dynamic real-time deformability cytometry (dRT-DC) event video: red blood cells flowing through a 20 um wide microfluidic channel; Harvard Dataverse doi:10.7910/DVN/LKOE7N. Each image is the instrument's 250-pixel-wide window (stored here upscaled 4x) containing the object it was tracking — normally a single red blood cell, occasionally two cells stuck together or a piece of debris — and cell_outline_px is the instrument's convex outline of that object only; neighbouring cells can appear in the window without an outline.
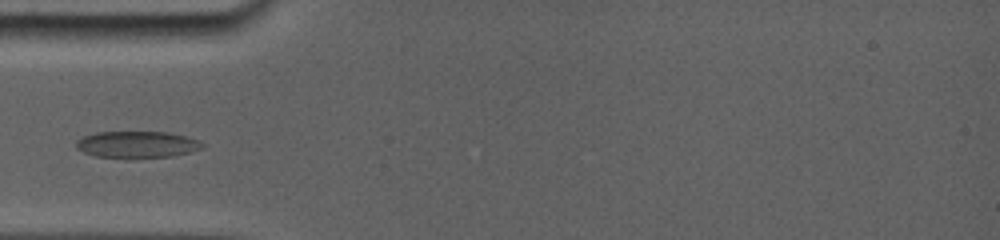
{"species": "common noctule bat (a hibernating species)", "species_latin": "Nyctalus noctula", "temperature_condition": "room temperature", "stored_images_in_passage": 11, "camera_frame_rate_fps": 5000, "um_per_image_px": 0.085, "animal": {"sex": "female", "body_mass_g": 19.0, "forearm_length_mm": 56.7}, "frame": {"image": 1, "passage_image": 7, "time_ms": 4.8, "image_size_px": [1000, 240], "cell_outline_px": [[204, 144], [200, 148], [188, 152], [172, 156], [96, 156], [84, 152], [76, 148], [76, 144], [84, 136], [96, 132], [164, 132], [184, 136], [196, 140]], "centroid_in_image_um": [11.62, 12.25], "position_along_channel_um": 73.4, "area_um2": 18.61}}
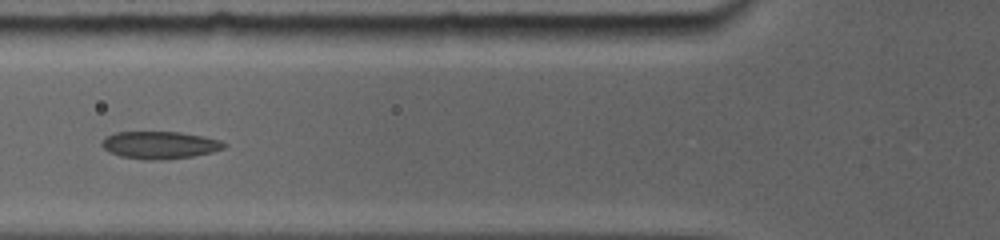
{"frame": {"image": 2, "passage_image": 8, "time_ms": 5.8, "image_size_px": [1000, 240], "cell_outline_px": [[224, 148], [212, 152], [192, 156], [152, 160], [144, 160], [120, 156], [104, 148], [104, 140], [108, 136], [116, 132], [176, 132], [200, 136], [220, 140], [224, 144]], "centroid_in_image_um": [13.59, 12.33], "position_along_channel_um": 112.2, "area_um2": 18.9}}
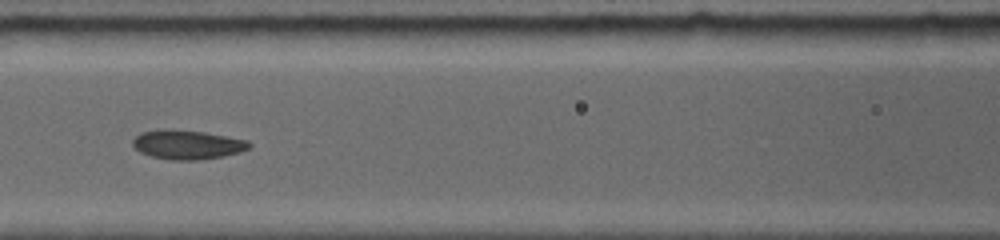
{"frame": {"image": 3, "passage_image": 10, "time_ms": 6.8, "image_size_px": [1000, 240], "cell_outline_px": [[252, 144], [248, 148], [240, 152], [220, 156], [196, 160], [172, 160], [152, 156], [140, 152], [132, 144], [132, 140], [136, 136], [144, 132], [200, 132], [224, 136], [244, 140]], "centroid_in_image_um": [15.94, 12.34], "position_along_channel_um": 150.7, "area_um2": 18.5}}